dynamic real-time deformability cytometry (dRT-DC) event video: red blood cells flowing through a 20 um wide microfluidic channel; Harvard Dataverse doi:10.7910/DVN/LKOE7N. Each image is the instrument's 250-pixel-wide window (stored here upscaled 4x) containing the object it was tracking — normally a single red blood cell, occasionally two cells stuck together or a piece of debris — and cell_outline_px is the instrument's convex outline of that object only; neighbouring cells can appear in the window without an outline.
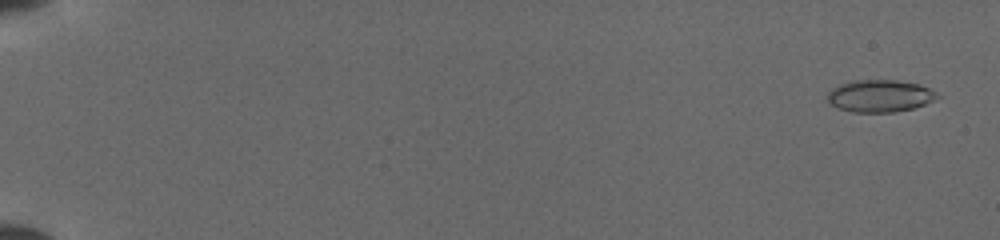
{"species": "common noctule bat (a hibernating species)", "species_latin": "Nyctalus noctula", "temperature_condition": "cold", "stored_images_in_passage": 51, "camera_frame_rate_fps": 3000, "um_per_image_px": 0.085, "animal": {"sex": "female", "body_mass_g": 19.5, "forearm_length_mm": 54.1}, "frame": {"image": 1, "passage_image": 2, "time_ms": 0.333, "image_size_px": [1000, 240], "cell_outline_px": [[940, 96], [924, 104], [912, 108], [892, 112], [852, 112], [836, 108], [824, 96], [832, 88], [840, 84], [856, 80], [896, 80], [920, 84], [936, 92]], "centroid_in_image_um": [74.74, 8.15], "position_along_channel_um": 10.3, "area_um2": 20.58}}
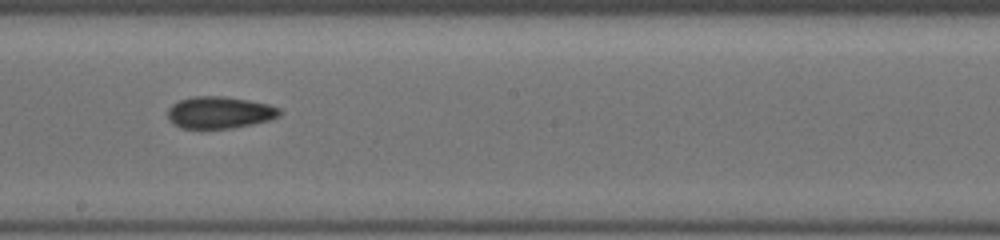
{"frame": {"image": 2, "passage_image": 31, "time_ms": 10.0, "image_size_px": [1000, 240], "cell_outline_px": [[280, 116], [268, 120], [252, 124], [232, 128], [180, 128], [172, 124], [168, 120], [168, 108], [172, 104], [180, 100], [192, 96], [224, 96], [248, 100], [268, 104], [280, 108]], "centroid_in_image_um": [18.63, 9.56], "position_along_channel_um": 229.6, "area_um2": 20.87}}
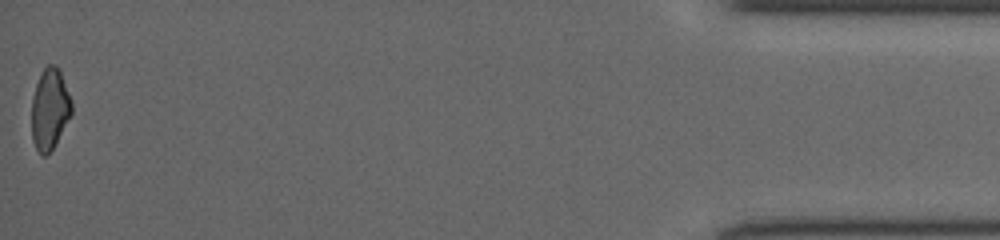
{"frame": {"image": 3, "passage_image": 51, "time_ms": 16.667, "image_size_px": [1000, 240], "cell_outline_px": [[72, 112], [52, 148], [44, 156], [40, 156], [32, 140], [32, 96], [36, 84], [44, 68], [48, 64], [56, 64], [60, 72], [72, 104]], "centroid_in_image_um": [4.2, 9.26], "position_along_channel_um": 431.0, "area_um2": 18.44}}